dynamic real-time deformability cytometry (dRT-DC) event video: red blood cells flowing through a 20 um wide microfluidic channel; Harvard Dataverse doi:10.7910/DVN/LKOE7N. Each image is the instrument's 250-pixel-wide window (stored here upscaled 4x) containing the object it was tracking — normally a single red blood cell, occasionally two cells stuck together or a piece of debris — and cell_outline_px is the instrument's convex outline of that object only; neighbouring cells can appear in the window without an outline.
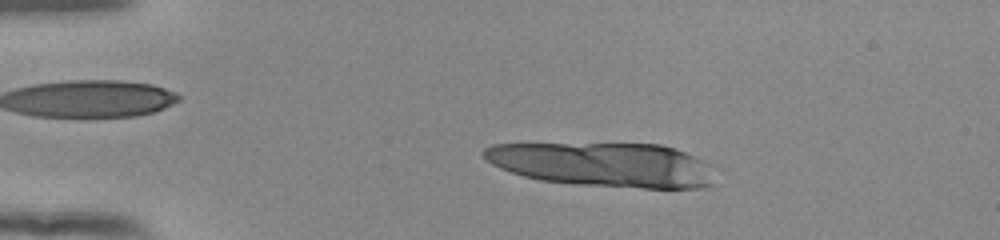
{"species": "human", "species_latin": "Homo sapiens", "temperature_condition": "room temperature", "stored_images_in_passage": 18, "camera_frame_rate_fps": 3000, "um_per_image_px": 0.085, "donor": {"sex": "female"}, "frame": {"image": 1, "passage_image": 11, "time_ms": 3.333, "image_size_px": [1000, 240], "cell_outline_px": [[712, 184], [704, 188], [644, 188], [572, 184], [540, 180], [524, 176], [500, 168], [492, 164], [480, 152], [484, 148], [492, 144], [660, 144], [676, 148], [700, 160]], "centroid_in_image_um": [51.17, 13.99], "position_along_channel_um": 33.8, "area_um2": 58.72}}